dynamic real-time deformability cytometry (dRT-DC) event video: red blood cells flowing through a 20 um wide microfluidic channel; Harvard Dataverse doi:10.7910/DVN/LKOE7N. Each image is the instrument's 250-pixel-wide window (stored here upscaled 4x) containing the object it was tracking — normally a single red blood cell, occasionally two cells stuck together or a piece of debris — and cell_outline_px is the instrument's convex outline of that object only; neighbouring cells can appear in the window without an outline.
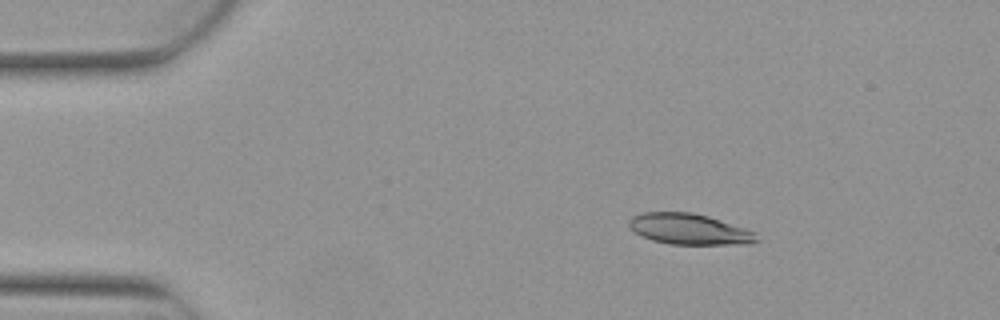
{"species": "Egyptian fruit bat (a non-hibernating species)", "species_latin": "Rousettus aegyptiacus", "temperature_condition": "warm", "stored_images_in_passage": 5, "camera_frame_rate_fps": 3000, "um_per_image_px": 0.085, "animal": {"sex": "female"}, "frame": {"image": 1, "passage_image": 3, "time_ms": 0.667, "image_size_px": [1000, 320], "cell_outline_px": [[760, 240], [752, 244], [672, 244], [652, 240], [640, 236], [628, 224], [628, 220], [632, 216], [644, 212], [692, 212], [708, 216], [756, 232]], "centroid_in_image_um": [58.61, 19.48], "position_along_channel_um": 26.4, "area_um2": 22.95}}